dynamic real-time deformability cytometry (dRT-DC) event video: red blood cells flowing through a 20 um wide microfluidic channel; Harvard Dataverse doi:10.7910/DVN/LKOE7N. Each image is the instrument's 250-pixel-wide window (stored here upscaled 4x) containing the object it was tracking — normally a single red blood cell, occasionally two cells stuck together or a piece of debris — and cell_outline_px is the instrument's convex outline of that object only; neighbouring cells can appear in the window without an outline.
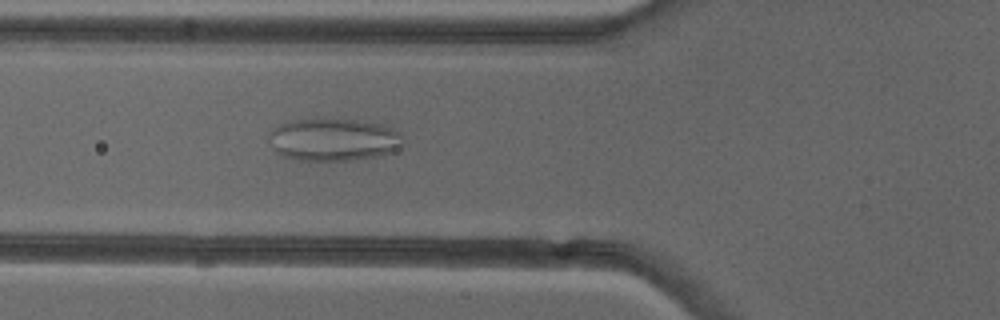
{"species": "common noctule bat (a hibernating species)", "species_latin": "Nyctalus noctula", "temperature_condition": "cold", "stored_images_in_passage": 44, "camera_frame_rate_fps": 3000, "um_per_image_px": 0.085, "animal": {"sex": "female"}, "frame": {"image": 1, "passage_image": 12, "time_ms": 3.667, "image_size_px": [1000, 320], "cell_outline_px": [[400, 148], [396, 152], [380, 156], [348, 160], [300, 160], [284, 156], [276, 152], [268, 140], [268, 136], [280, 124], [288, 120], [356, 120], [376, 124], [392, 128], [400, 132]], "centroid_in_image_um": [28.35, 11.89], "position_along_channel_um": 97.5, "area_um2": 32.77}}
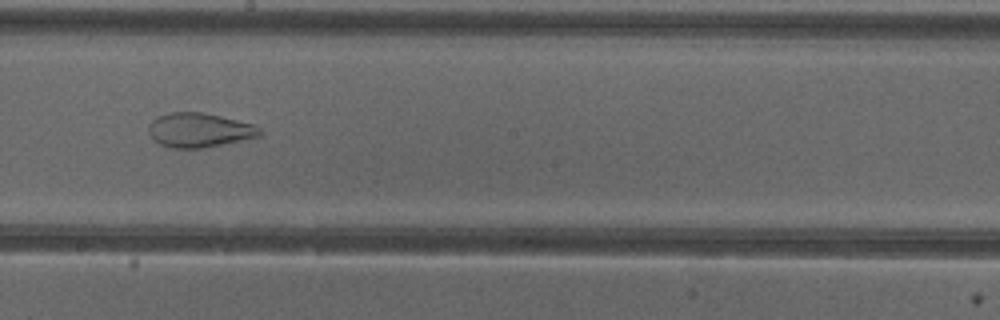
{"frame": {"image": 2, "passage_image": 22, "time_ms": 7.0, "image_size_px": [1000, 320], "cell_outline_px": [[264, 132], [260, 136], [204, 148], [172, 148], [160, 144], [148, 132], [148, 124], [156, 116], [172, 112], [204, 112], [252, 124], [260, 128]], "centroid_in_image_um": [16.93, 11.05], "position_along_channel_um": 231.3, "area_um2": 22.2}}
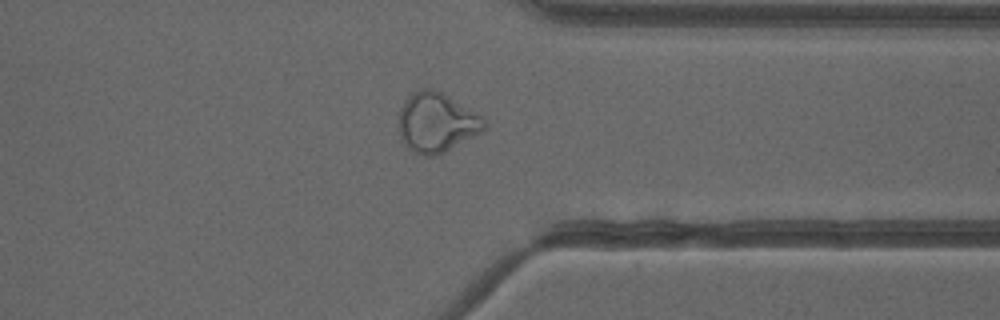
{"frame": {"image": 3, "passage_image": 33, "time_ms": 10.667, "image_size_px": [1000, 320], "cell_outline_px": [[488, 124], [480, 132], [444, 152], [432, 156], [424, 156], [412, 152], [400, 140], [396, 120], [400, 108], [404, 100], [412, 92], [420, 88], [432, 88], [448, 96], [484, 116]], "centroid_in_image_um": [37.05, 10.4], "position_along_channel_um": 374.4, "area_um2": 30.11}}